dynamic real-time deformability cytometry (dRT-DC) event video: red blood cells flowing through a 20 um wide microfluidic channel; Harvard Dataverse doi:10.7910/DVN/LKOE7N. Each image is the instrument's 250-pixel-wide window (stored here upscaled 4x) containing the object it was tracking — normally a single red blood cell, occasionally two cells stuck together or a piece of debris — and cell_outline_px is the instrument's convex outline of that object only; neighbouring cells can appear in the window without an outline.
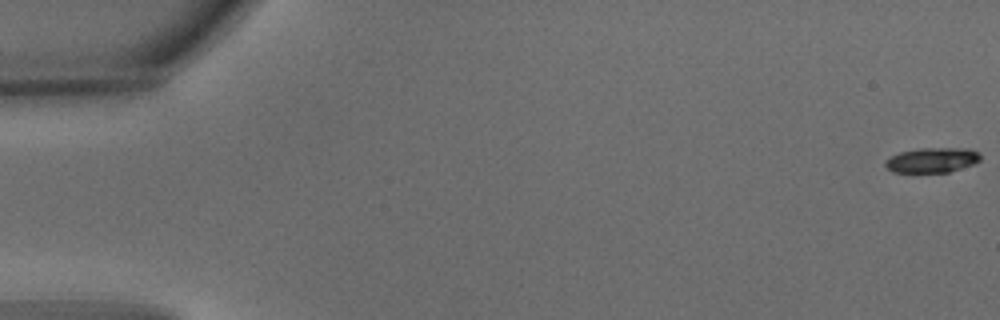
{"species": "common noctule bat (a hibernating species)", "species_latin": "Nyctalus noctula", "temperature_condition": "warm", "stored_images_in_passage": 7, "camera_frame_rate_fps": 3000, "um_per_image_px": 0.085, "animal": {"sex": "male", "body_mass_g": 15.6}, "frame": {"image": 1, "passage_image": 1, "time_ms": 0.0, "image_size_px": [1000, 320], "cell_outline_px": [[980, 160], [972, 164], [948, 172], [892, 172], [884, 164], [884, 160], [900, 152], [920, 148], [968, 148], [980, 152]], "centroid_in_image_um": [79.22, 13.6], "position_along_channel_um": 5.8, "area_um2": 13.76}}
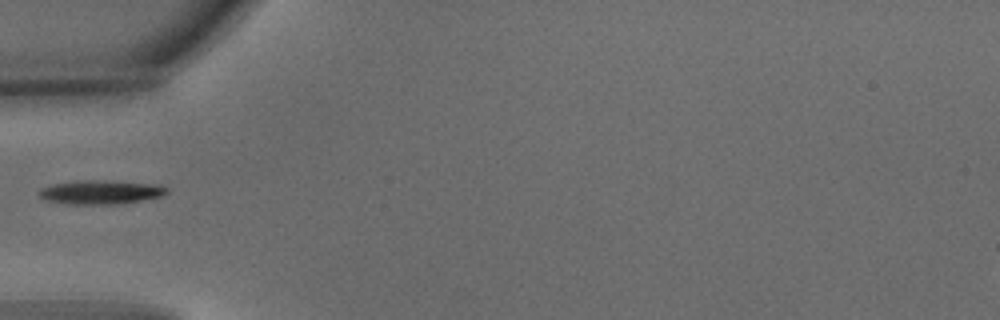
{"frame": {"image": 2, "passage_image": 6, "time_ms": 1.667, "image_size_px": [1000, 320], "cell_outline_px": [[168, 192], [164, 196], [116, 204], [68, 204], [48, 200], [40, 196], [36, 192], [40, 188], [52, 184], [80, 180], [112, 180], [160, 184], [168, 188]], "centroid_in_image_um": [8.59, 16.31], "position_along_channel_um": 76.4, "area_um2": 18.03}}
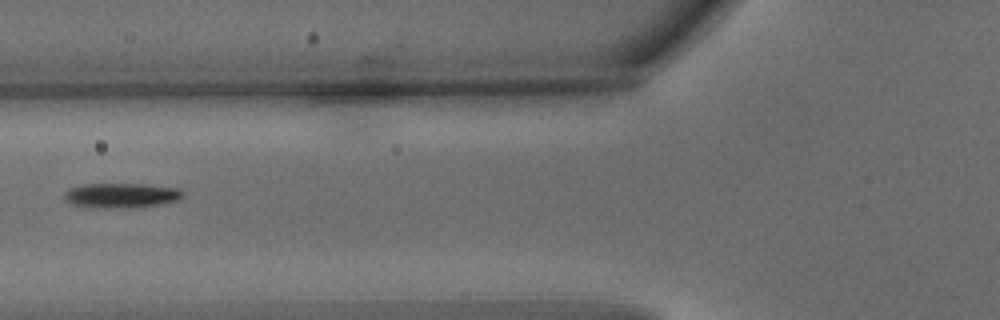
{"frame": {"image": 3, "passage_image": 7, "time_ms": 2.0, "image_size_px": [1000, 320], "cell_outline_px": [[184, 196], [180, 200], [140, 208], [88, 208], [72, 204], [64, 200], [64, 192], [68, 188], [84, 184], [148, 184], [176, 188], [184, 192]], "centroid_in_image_um": [10.3, 16.63], "position_along_channel_um": 115.5, "area_um2": 17.63}}